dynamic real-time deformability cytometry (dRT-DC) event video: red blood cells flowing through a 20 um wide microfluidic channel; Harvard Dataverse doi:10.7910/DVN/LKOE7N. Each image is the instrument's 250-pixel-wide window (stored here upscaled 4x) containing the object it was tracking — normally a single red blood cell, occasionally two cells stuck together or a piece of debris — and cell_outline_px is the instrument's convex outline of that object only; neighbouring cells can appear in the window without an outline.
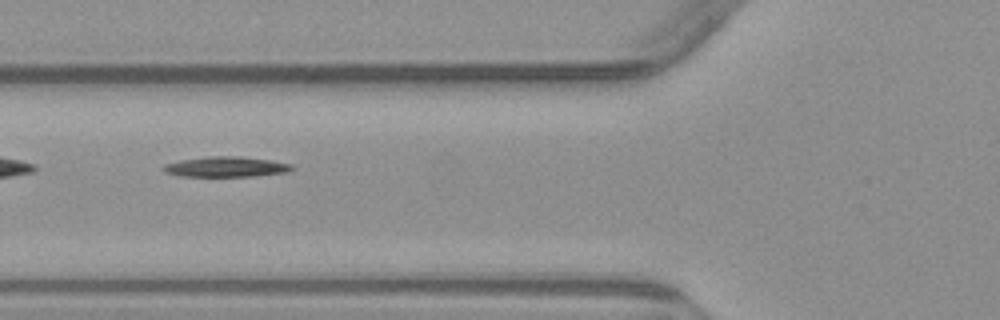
{"species": "common noctule bat (a hibernating species)", "species_latin": "Nyctalus noctula", "temperature_condition": "warm", "stored_images_in_passage": 6, "segment_of_instrument_passage": [2, 2], "camera_frame_rate_fps": 3000, "um_per_image_px": 0.085, "animal": {"sex": "male", "body_mass_g": 23.1, "forearm_length_mm": 52.7}, "frame": {"image": 1, "passage_image": 6, "time_ms": 6.0, "image_size_px": [1000, 320], "cell_outline_px": [[296, 168], [288, 172], [256, 176], [180, 176], [164, 172], [160, 168], [164, 164], [180, 160], [208, 156], [240, 156], [272, 160], [292, 164]], "centroid_in_image_um": [19.22, 14.17], "position_along_channel_um": 106.6, "area_um2": 15.43}}